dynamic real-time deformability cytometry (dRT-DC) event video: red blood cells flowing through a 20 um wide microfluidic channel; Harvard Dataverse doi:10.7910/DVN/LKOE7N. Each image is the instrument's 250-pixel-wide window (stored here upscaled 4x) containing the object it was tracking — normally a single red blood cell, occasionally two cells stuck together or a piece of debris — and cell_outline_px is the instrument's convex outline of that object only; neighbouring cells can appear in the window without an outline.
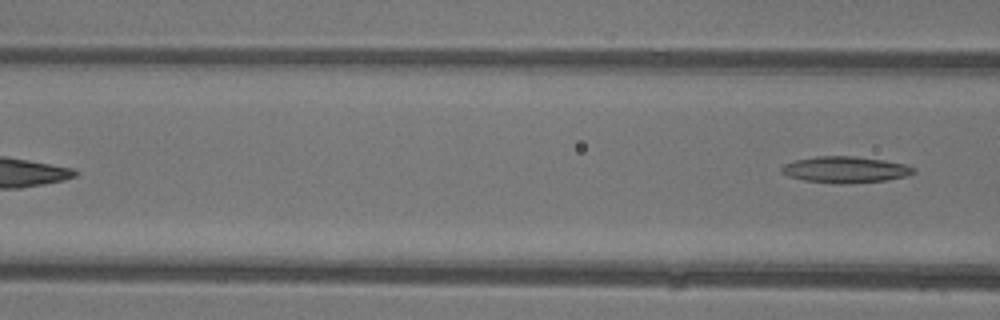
{"species": "common noctule bat (a hibernating species)", "species_latin": "Nyctalus noctula", "temperature_condition": "warm", "stored_images_in_passage": 4, "camera_frame_rate_fps": 3000, "um_per_image_px": 0.085, "animal": {"sex": "female"}, "frame": {"image": 1, "passage_image": 4, "time_ms": 3.667, "image_size_px": [1000, 320], "cell_outline_px": [[916, 172], [908, 176], [888, 180], [848, 184], [832, 184], [804, 180], [788, 176], [780, 172], [780, 168], [784, 164], [796, 160], [816, 156], [856, 156], [884, 160], [904, 164], [916, 168]], "centroid_in_image_um": [71.87, 14.43], "position_along_channel_um": 94.7, "area_um2": 20.58}}